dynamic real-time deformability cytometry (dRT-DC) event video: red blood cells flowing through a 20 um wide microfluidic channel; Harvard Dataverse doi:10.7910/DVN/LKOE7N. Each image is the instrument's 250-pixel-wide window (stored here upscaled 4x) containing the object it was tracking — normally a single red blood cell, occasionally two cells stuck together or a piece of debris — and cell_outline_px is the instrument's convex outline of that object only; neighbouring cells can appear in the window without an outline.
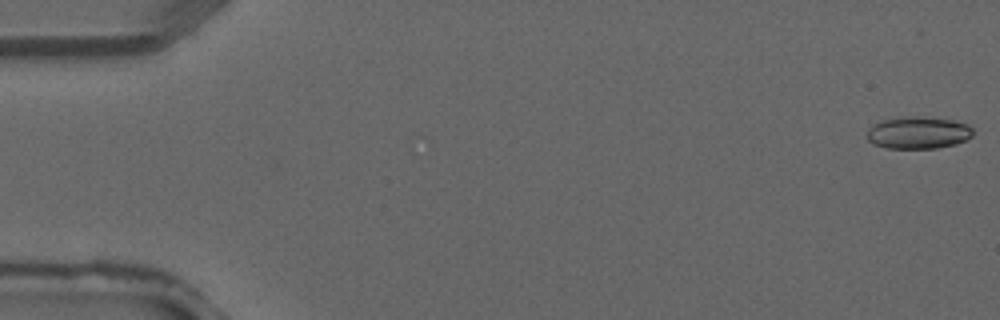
{"species": "common noctule bat (a hibernating species)", "species_latin": "Nyctalus noctula", "temperature_condition": "warm", "stored_images_in_passage": 5, "camera_frame_rate_fps": 3000, "um_per_image_px": 0.085, "animal": {"sex": "male", "forearm_length_mm": 52.5}, "frame": {"image": 1, "passage_image": 1, "time_ms": 0.0, "image_size_px": [1000, 320], "cell_outline_px": [[972, 136], [956, 144], [936, 148], [884, 148], [872, 144], [868, 140], [868, 132], [872, 124], [884, 120], [912, 116], [956, 120], [968, 124], [972, 128]], "centroid_in_image_um": [78.05, 11.29], "position_along_channel_um": 6.9, "area_um2": 19.77}}